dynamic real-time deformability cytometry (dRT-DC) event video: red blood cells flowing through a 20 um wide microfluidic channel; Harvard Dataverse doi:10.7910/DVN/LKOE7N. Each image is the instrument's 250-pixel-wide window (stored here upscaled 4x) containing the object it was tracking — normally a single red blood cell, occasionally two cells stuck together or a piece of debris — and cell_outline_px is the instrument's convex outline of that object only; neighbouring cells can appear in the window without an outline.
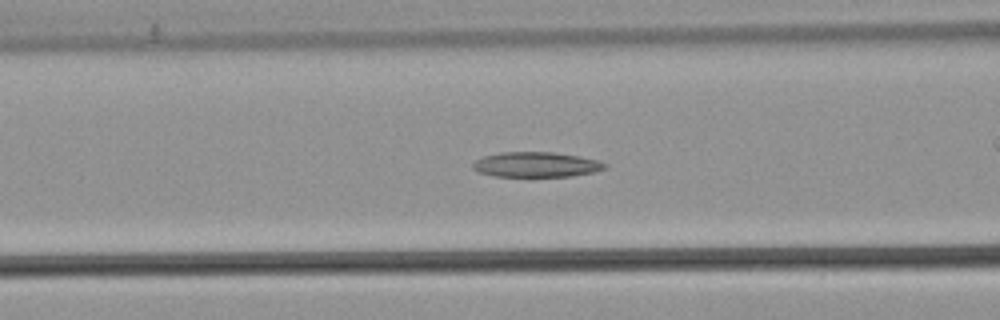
{"species": "common noctule bat (a hibernating species)", "species_latin": "Nyctalus noctula", "temperature_condition": "warm", "stored_images_in_passage": 54, "camera_frame_rate_fps": 3000, "um_per_image_px": 0.085, "animal": {"sex": "male", "body_mass_g": 21.5, "forearm_length_mm": 52.0}, "frame": {"image": 1, "passage_image": 22, "time_ms": 7.0, "image_size_px": [1000, 320], "cell_outline_px": [[608, 168], [596, 172], [572, 176], [496, 176], [476, 172], [472, 168], [472, 164], [476, 160], [484, 156], [500, 152], [552, 152], [600, 160], [608, 164]], "centroid_in_image_um": [45.6, 13.99], "position_along_channel_um": 121.0, "area_um2": 19.42}}
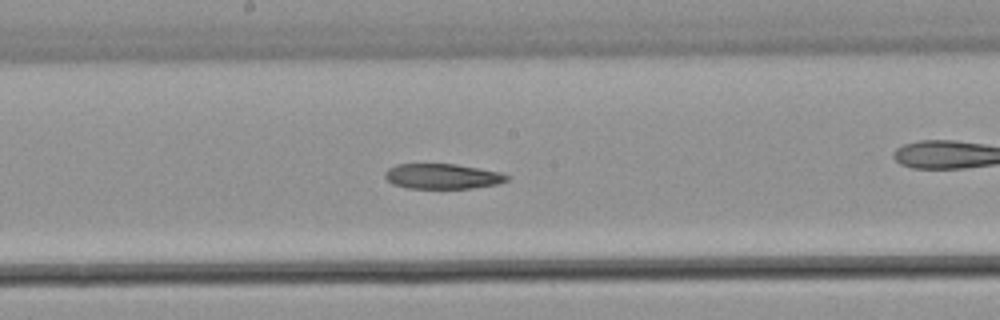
{"frame": {"image": 2, "passage_image": 29, "time_ms": 9.333, "image_size_px": [1000, 320], "cell_outline_px": [[508, 180], [496, 184], [472, 188], [408, 188], [392, 184], [384, 176], [384, 172], [388, 168], [396, 164], [456, 164], [500, 172], [508, 176]], "centroid_in_image_um": [37.56, 14.98], "position_along_channel_um": 210.6, "area_um2": 17.8}}
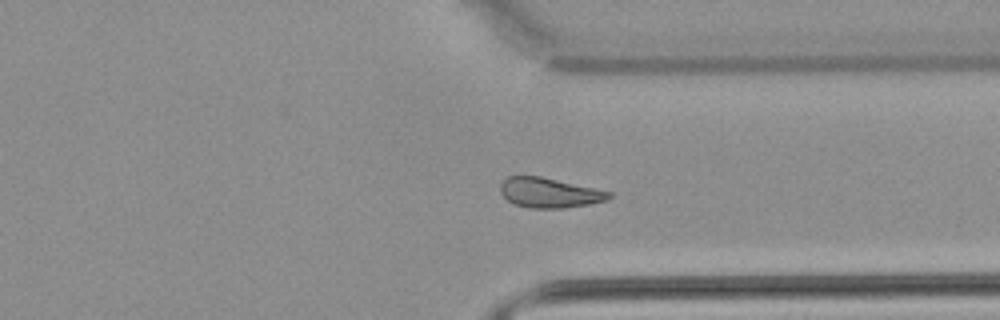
{"frame": {"image": 3, "passage_image": 41, "time_ms": 13.333, "image_size_px": [1000, 320], "cell_outline_px": [[612, 196], [608, 200], [588, 204], [564, 208], [532, 208], [512, 204], [500, 192], [500, 184], [508, 176], [540, 176], [612, 192]], "centroid_in_image_um": [46.69, 16.39], "position_along_channel_um": 364.7, "area_um2": 18.84}}